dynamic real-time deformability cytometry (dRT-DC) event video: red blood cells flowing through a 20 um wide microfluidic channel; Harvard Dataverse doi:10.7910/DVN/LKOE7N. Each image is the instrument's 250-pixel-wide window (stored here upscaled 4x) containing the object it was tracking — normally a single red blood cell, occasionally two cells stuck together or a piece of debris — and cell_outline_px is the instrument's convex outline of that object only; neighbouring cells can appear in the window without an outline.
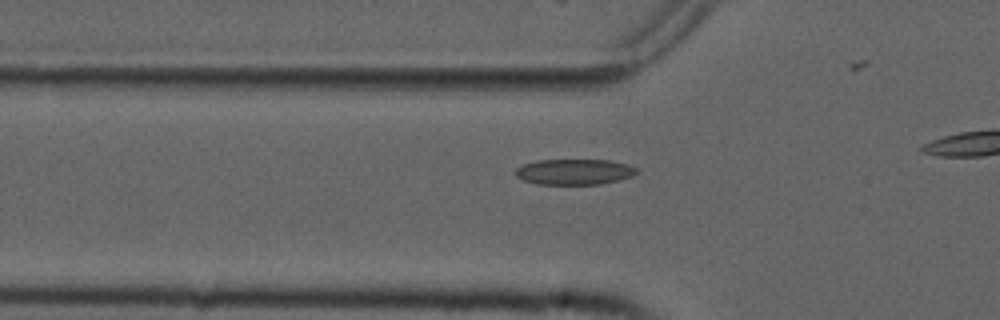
{"species": "common noctule bat (a hibernating species)", "species_latin": "Nyctalus noctula", "temperature_condition": "cold", "stored_images_in_passage": 10, "camera_frame_rate_fps": 3000, "um_per_image_px": 0.085, "animal": {"sex": "male", "forearm_length_mm": 52.5}, "frame": {"image": 1, "passage_image": 4, "time_ms": 1.0, "image_size_px": [1000, 320], "cell_outline_px": [[640, 172], [632, 176], [620, 180], [600, 184], [536, 184], [524, 180], [516, 176], [512, 172], [516, 168], [524, 164], [536, 160], [608, 160], [628, 164], [636, 168]], "centroid_in_image_um": [48.82, 14.6], "position_along_channel_um": 77.0, "area_um2": 18.26}}
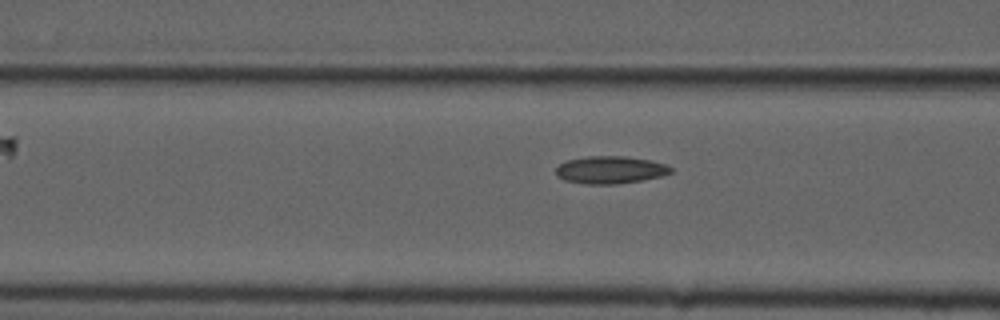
{"frame": {"image": 2, "passage_image": 7, "time_ms": 2.0, "image_size_px": [1000, 320], "cell_outline_px": [[672, 172], [660, 176], [640, 180], [616, 184], [584, 184], [564, 180], [556, 176], [556, 168], [560, 164], [568, 160], [588, 156], [624, 156], [652, 160], [664, 164], [672, 168]], "centroid_in_image_um": [51.85, 14.44], "position_along_channel_um": 114.8, "area_um2": 18.32}}